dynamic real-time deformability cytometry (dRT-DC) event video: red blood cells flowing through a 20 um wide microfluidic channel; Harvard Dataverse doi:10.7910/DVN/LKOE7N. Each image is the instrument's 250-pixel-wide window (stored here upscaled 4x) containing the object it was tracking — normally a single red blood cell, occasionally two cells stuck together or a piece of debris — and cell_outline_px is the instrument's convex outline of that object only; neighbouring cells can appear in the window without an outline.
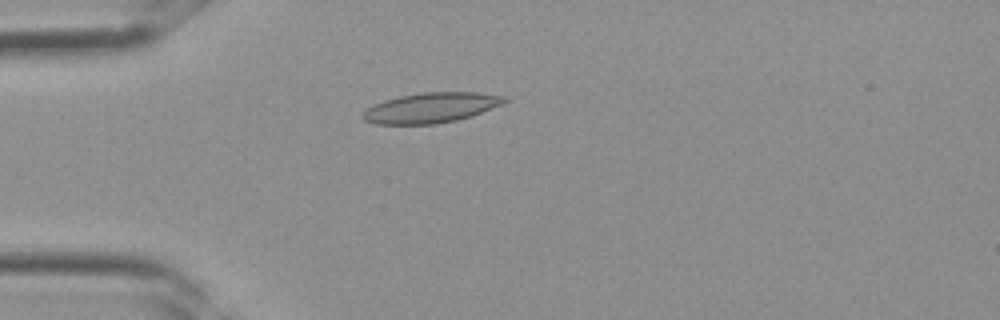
{"species": "Egyptian fruit bat (a non-hibernating species)", "species_latin": "Rousettus aegyptiacus", "temperature_condition": "room temperature", "stored_images_in_passage": 35, "camera_frame_rate_fps": 3000, "um_per_image_px": 0.085, "frame": {"image": 1, "passage_image": 10, "time_ms": 3.0, "image_size_px": [1000, 320], "cell_outline_px": [[508, 100], [504, 104], [472, 116], [456, 120], [436, 124], [376, 124], [364, 120], [360, 116], [368, 108], [384, 100], [400, 96], [424, 92], [476, 92], [504, 96]], "centroid_in_image_um": [36.67, 9.16], "position_along_channel_um": 48.3, "area_um2": 24.85}}
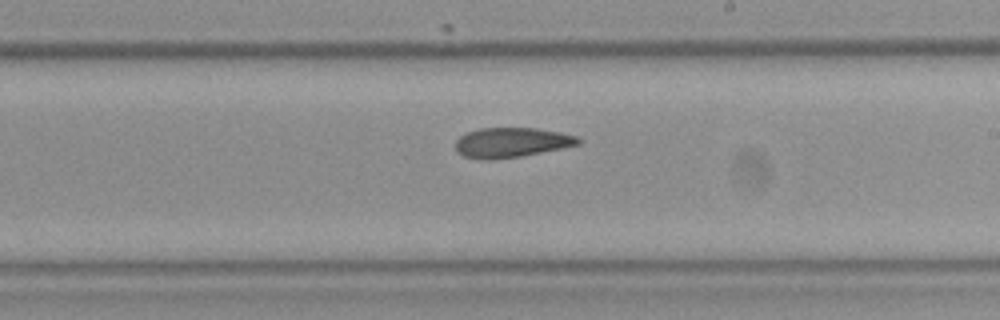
{"frame": {"image": 2, "passage_image": 21, "time_ms": 6.667, "image_size_px": [1000, 320], "cell_outline_px": [[584, 140], [580, 144], [520, 156], [492, 160], [480, 160], [464, 156], [456, 152], [456, 140], [460, 136], [468, 132], [480, 128], [536, 128], [560, 132], [576, 136]], "centroid_in_image_um": [43.46, 12.11], "position_along_channel_um": 245.5, "area_um2": 21.33}}
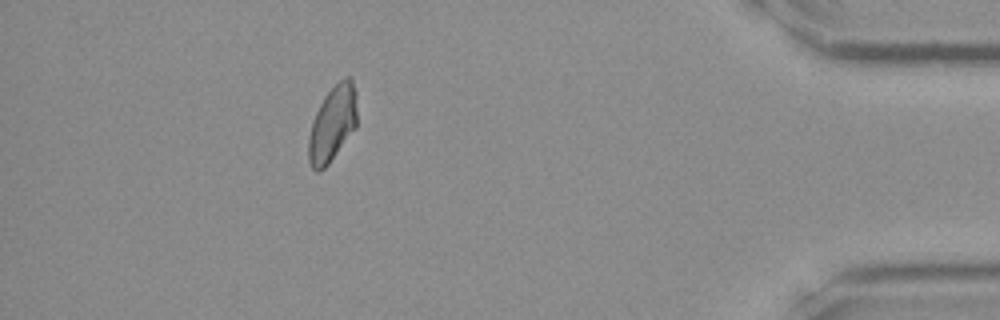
{"frame": {"image": 3, "passage_image": 32, "time_ms": 10.333, "image_size_px": [1000, 320], "cell_outline_px": [[356, 128], [328, 164], [320, 172], [316, 172], [312, 168], [308, 160], [308, 136], [312, 120], [324, 96], [344, 76], [352, 76], [356, 92]], "centroid_in_image_um": [28.26, 10.51], "position_along_channel_um": 406.9, "area_um2": 21.56}}